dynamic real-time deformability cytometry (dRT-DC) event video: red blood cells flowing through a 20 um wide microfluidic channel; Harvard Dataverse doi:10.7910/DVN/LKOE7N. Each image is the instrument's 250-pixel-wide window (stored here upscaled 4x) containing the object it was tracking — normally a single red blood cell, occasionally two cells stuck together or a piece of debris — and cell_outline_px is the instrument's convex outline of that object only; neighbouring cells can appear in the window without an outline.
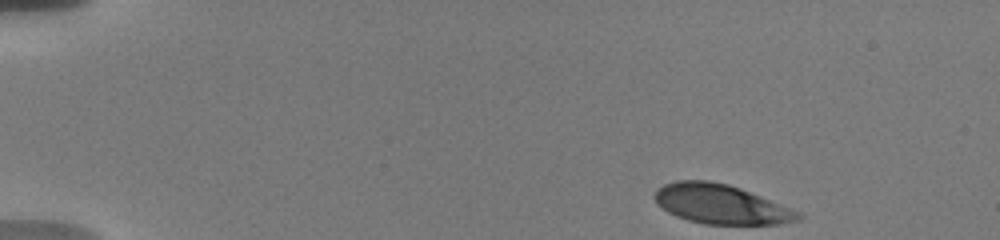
{"species": "human", "species_latin": "Homo sapiens", "temperature_condition": "warm", "stored_images_in_passage": 49, "camera_frame_rate_fps": 3000, "um_per_image_px": 0.085, "donor": {"sex": "male"}, "frame": {"image": 1, "passage_image": 1, "time_ms": 0.0, "image_size_px": [1000, 240], "cell_outline_px": [[804, 216], [800, 220], [780, 224], [704, 224], [688, 220], [676, 216], [668, 212], [656, 204], [652, 196], [656, 188], [664, 184], [676, 180], [708, 180], [728, 184], [740, 188], [800, 212]], "centroid_in_image_um": [61.23, 17.35], "position_along_channel_um": 23.8, "area_um2": 33.12}}
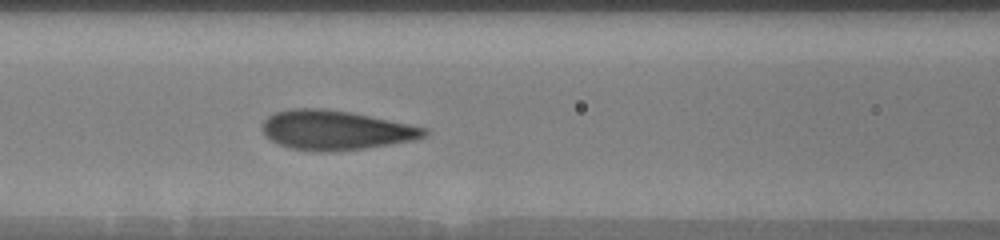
{"frame": {"image": 2, "passage_image": 19, "time_ms": 6.0, "image_size_px": [1000, 240], "cell_outline_px": [[428, 132], [424, 136], [412, 140], [364, 148], [332, 152], [316, 152], [288, 148], [276, 144], [264, 136], [260, 128], [264, 120], [268, 116], [276, 112], [292, 108], [324, 108], [352, 112], [428, 128]], "centroid_in_image_um": [28.44, 11.06], "position_along_channel_um": 138.2, "area_um2": 37.57}}
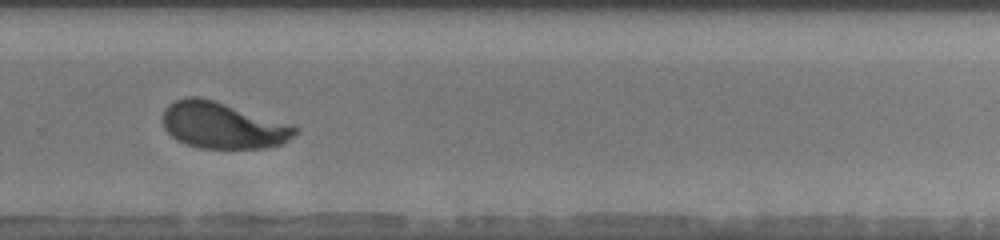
{"frame": {"image": 3, "passage_image": 33, "time_ms": 10.667, "image_size_px": [1000, 240], "cell_outline_px": [[300, 128], [284, 144], [264, 148], [200, 148], [176, 140], [164, 128], [164, 112], [168, 104], [184, 96], [200, 96], [292, 124]], "centroid_in_image_um": [18.95, 10.65], "position_along_channel_um": 310.9, "area_um2": 35.66}, "authors_computed_cell_mechanics": {"area_um2": 35.547, "velocity_mm_per_s": 3.7109, "shape_relaxation_time_tau1_ms": 2.7474, "shape_relaxation_time_tau2_ms": null, "deformation_change_tau1": 0.1645, "deformation_change_tau2": null}}